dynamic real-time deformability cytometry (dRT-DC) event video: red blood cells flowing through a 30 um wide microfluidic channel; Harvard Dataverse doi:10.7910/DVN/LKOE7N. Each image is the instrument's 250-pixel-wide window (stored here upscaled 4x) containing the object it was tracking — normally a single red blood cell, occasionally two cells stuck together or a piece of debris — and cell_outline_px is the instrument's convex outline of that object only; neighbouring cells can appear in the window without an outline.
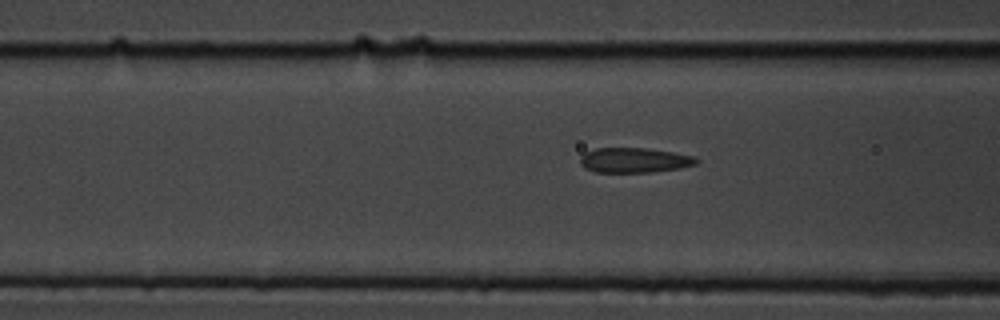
{"species": "common noctule bat (a hibernating species)", "species_latin": "Nyctalus noctula", "temperature_condition": "cold", "stored_images_in_passage": 17, "camera_frame_rate_fps": 3000, "um_per_image_px": 0.085, "animal": {"sex": "male", "body_mass_g": 19.5, "forearm_length_mm": 54.6}, "frame": {"image": 1, "passage_image": 15, "time_ms": 4.667, "image_size_px": [1000, 320], "cell_outline_px": [[700, 160], [696, 164], [680, 168], [652, 172], [596, 172], [584, 168], [580, 164], [580, 156], [584, 152], [596, 148], [644, 148], [672, 152], [696, 156]], "centroid_in_image_um": [53.91, 13.62], "position_along_channel_um": 112.7, "area_um2": 16.99}}